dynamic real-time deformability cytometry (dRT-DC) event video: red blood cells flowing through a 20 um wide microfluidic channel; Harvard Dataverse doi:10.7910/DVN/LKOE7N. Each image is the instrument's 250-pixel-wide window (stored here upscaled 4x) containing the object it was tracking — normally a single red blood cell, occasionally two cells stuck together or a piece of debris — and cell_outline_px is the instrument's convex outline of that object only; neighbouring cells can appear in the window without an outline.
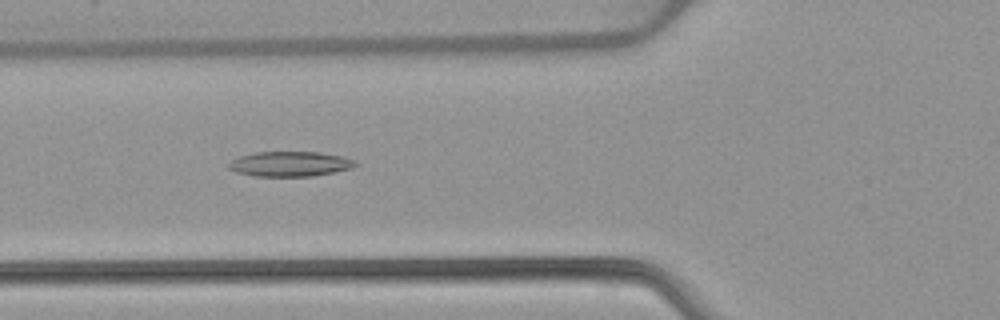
{"species": "common noctule bat (a hibernating species)", "species_latin": "Nyctalus noctula", "temperature_condition": "warm", "stored_images_in_passage": 53, "camera_frame_rate_fps": 3000, "um_per_image_px": 0.085, "animal": {"sex": "female", "body_mass_g": 22.7, "forearm_length_mm": 54.2}, "frame": {"image": 1, "passage_image": 20, "time_ms": 6.333, "image_size_px": [1000, 320], "cell_outline_px": [[360, 164], [352, 168], [312, 176], [252, 176], [236, 172], [228, 168], [228, 164], [232, 160], [240, 156], [256, 152], [320, 152], [344, 156], [356, 160]], "centroid_in_image_um": [24.69, 13.93], "position_along_channel_um": 101.1, "area_um2": 18.55}}
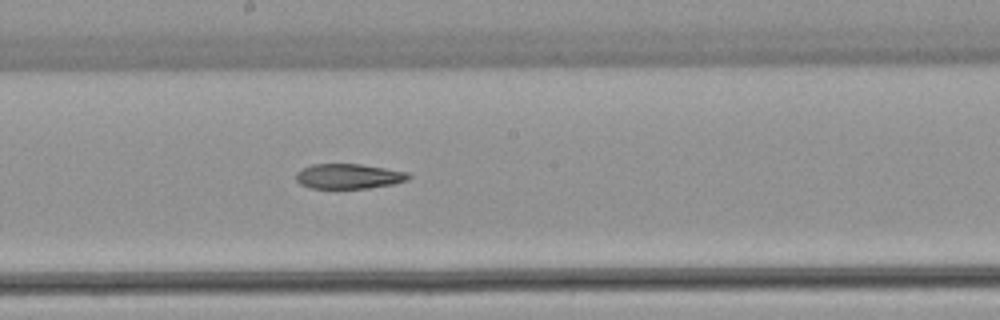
{"frame": {"image": 2, "passage_image": 29, "time_ms": 9.333, "image_size_px": [1000, 320], "cell_outline_px": [[412, 176], [408, 180], [392, 184], [368, 188], [308, 188], [300, 184], [296, 180], [296, 172], [312, 164], [360, 164], [408, 172]], "centroid_in_image_um": [29.63, 14.98], "position_along_channel_um": 218.6, "area_um2": 16.36}}
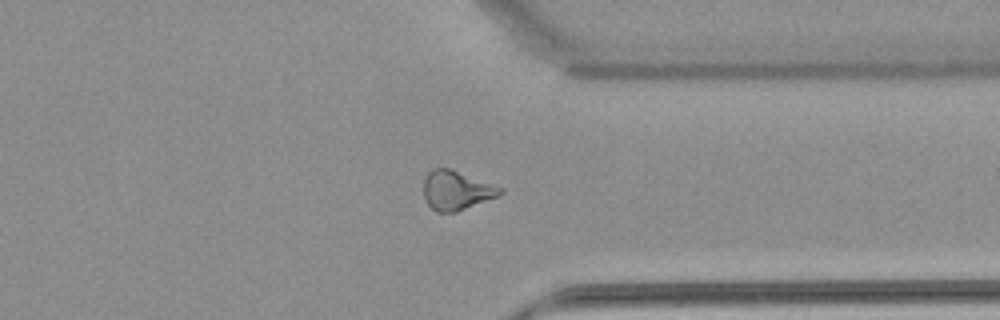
{"frame": {"image": 3, "passage_image": 41, "time_ms": 13.333, "image_size_px": [1000, 320], "cell_outline_px": [[504, 192], [496, 196], [456, 212], [436, 212], [424, 200], [424, 180], [428, 172], [432, 168], [448, 168], [504, 188]], "centroid_in_image_um": [38.76, 16.18], "position_along_channel_um": 372.6, "area_um2": 17.22}}